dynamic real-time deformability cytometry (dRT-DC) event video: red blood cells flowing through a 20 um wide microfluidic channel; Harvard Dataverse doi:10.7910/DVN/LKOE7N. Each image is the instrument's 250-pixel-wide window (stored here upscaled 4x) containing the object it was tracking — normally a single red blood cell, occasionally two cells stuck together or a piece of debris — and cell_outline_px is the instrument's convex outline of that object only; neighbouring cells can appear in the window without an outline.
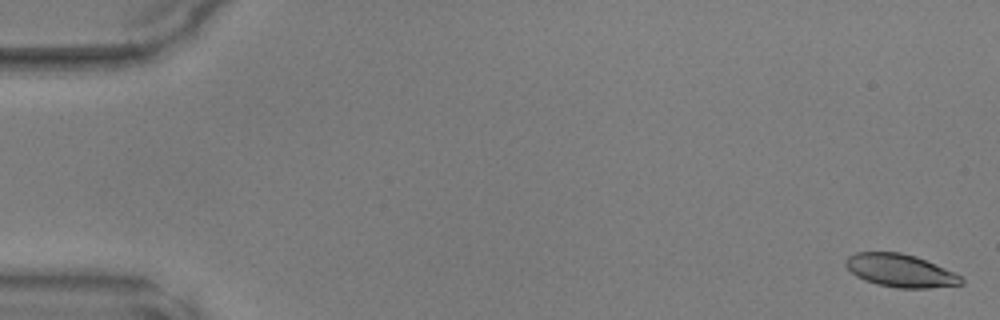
{"species": "common noctule bat (a hibernating species)", "species_latin": "Nyctalus noctula", "temperature_condition": "warm", "stored_images_in_passage": 48, "camera_frame_rate_fps": 3000, "um_per_image_px": 0.085, "animal": {"sex": "male", "body_mass_g": 17.9, "forearm_length_mm": 54.2}, "frame": {"image": 1, "passage_image": 1, "time_ms": 0.0, "image_size_px": [1000, 320], "cell_outline_px": [[964, 284], [928, 288], [896, 288], [876, 284], [864, 280], [856, 276], [844, 264], [844, 260], [848, 256], [856, 252], [900, 252], [916, 256], [944, 268], [960, 276], [964, 280]], "centroid_in_image_um": [76.5, 23.0], "position_along_channel_um": 8.5, "area_um2": 22.14}}
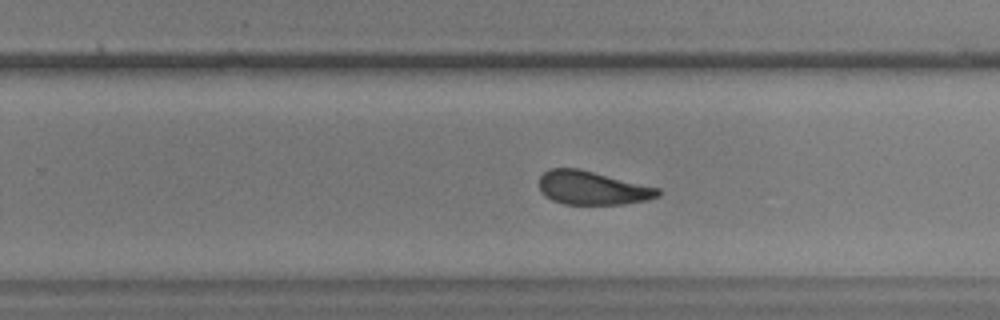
{"frame": {"image": 2, "passage_image": 31, "time_ms": 10.0, "image_size_px": [1000, 320], "cell_outline_px": [[660, 196], [648, 200], [624, 204], [564, 204], [552, 200], [544, 196], [540, 192], [540, 176], [548, 168], [580, 168], [660, 188]], "centroid_in_image_um": [50.35, 15.97], "position_along_channel_um": 279.4, "area_um2": 23.52}}
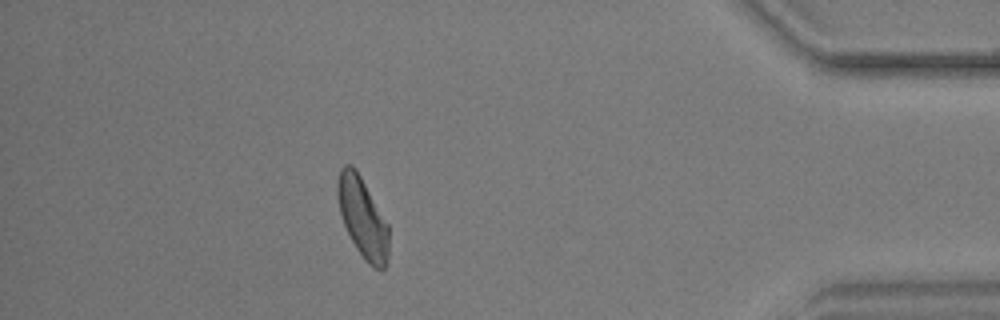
{"frame": {"image": 3, "passage_image": 43, "time_ms": 14.0, "image_size_px": [1000, 320], "cell_outline_px": [[388, 264], [380, 272], [368, 264], [364, 260], [356, 248], [344, 224], [340, 212], [336, 196], [336, 180], [340, 168], [344, 164], [352, 164], [356, 168], [388, 224]], "centroid_in_image_um": [30.81, 18.49], "position_along_channel_um": 404.4, "area_um2": 24.22}}